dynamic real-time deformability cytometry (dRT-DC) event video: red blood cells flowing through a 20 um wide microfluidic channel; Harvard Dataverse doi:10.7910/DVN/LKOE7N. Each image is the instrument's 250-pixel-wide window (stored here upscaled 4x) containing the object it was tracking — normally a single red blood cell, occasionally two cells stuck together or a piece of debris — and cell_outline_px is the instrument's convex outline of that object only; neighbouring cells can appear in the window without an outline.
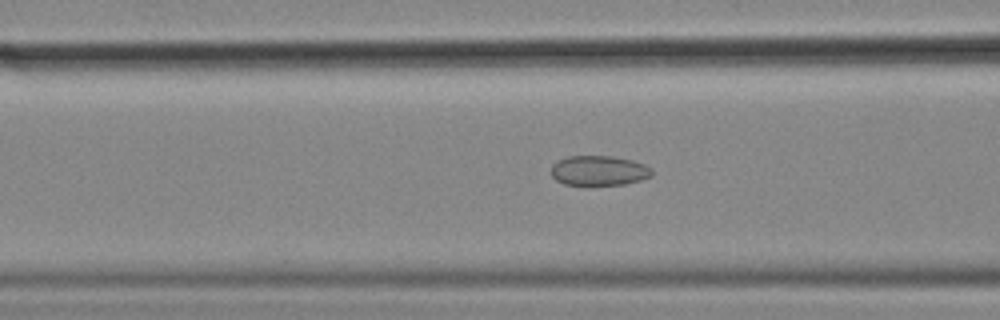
{"species": "common noctule bat (a hibernating species)", "species_latin": "Nyctalus noctula", "temperature_condition": "cold", "stored_images_in_passage": 56, "camera_frame_rate_fps": 3000, "um_per_image_px": 0.085, "animal": {"sex": "female", "body_mass_g": 18.4}, "frame": {"image": 1, "passage_image": 22, "time_ms": 7.0, "image_size_px": [1000, 320], "cell_outline_px": [[652, 176], [640, 180], [624, 184], [564, 184], [556, 180], [552, 176], [552, 164], [556, 160], [568, 156], [612, 156], [632, 160], [644, 164], [652, 168]], "centroid_in_image_um": [50.91, 14.48], "position_along_channel_um": 115.7, "area_um2": 17.46}}
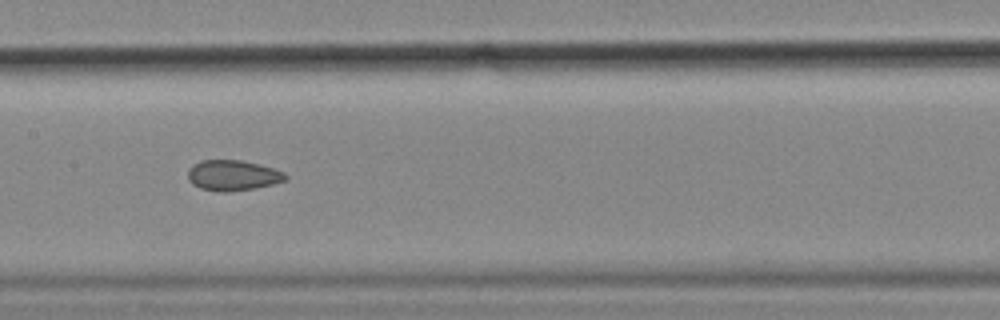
{"frame": {"image": 2, "passage_image": 28, "time_ms": 9.0, "image_size_px": [1000, 320], "cell_outline_px": [[288, 176], [284, 180], [272, 184], [252, 188], [228, 192], [216, 192], [200, 188], [192, 184], [188, 180], [188, 168], [192, 164], [200, 160], [240, 160], [260, 164], [284, 172]], "centroid_in_image_um": [19.73, 14.9], "position_along_channel_um": 187.7, "area_um2": 17.4}}
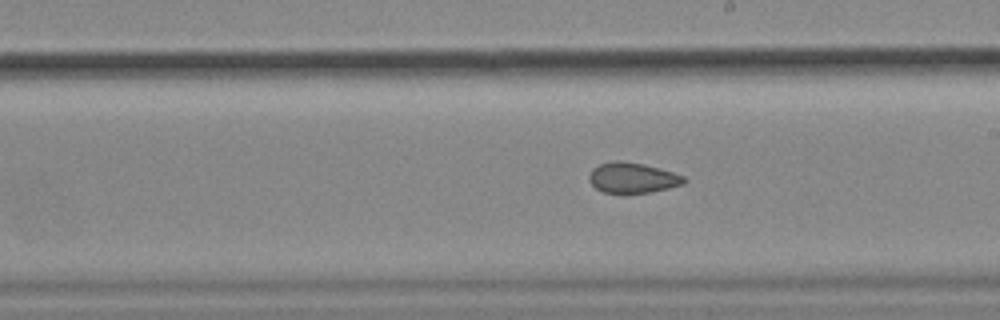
{"frame": {"image": 3, "passage_image": 32, "time_ms": 10.333, "image_size_px": [1000, 320], "cell_outline_px": [[688, 180], [684, 184], [652, 192], [604, 192], [596, 188], [588, 180], [588, 176], [592, 168], [600, 164], [616, 160], [620, 160], [644, 164], [672, 172], [684, 176]], "centroid_in_image_um": [53.77, 15.1], "position_along_channel_um": 235.2, "area_um2": 16.7}, "authors_computed_cell_mechanics": {"area_um2": 18.5249, "velocity_mm_per_s": 3.5873, "shape_relaxation_time_tau1_ms": null, "shape_relaxation_time_tau2_ms": 2.4981, "deformation_change_tau1": null, "deformation_change_tau2": 0.0678}}